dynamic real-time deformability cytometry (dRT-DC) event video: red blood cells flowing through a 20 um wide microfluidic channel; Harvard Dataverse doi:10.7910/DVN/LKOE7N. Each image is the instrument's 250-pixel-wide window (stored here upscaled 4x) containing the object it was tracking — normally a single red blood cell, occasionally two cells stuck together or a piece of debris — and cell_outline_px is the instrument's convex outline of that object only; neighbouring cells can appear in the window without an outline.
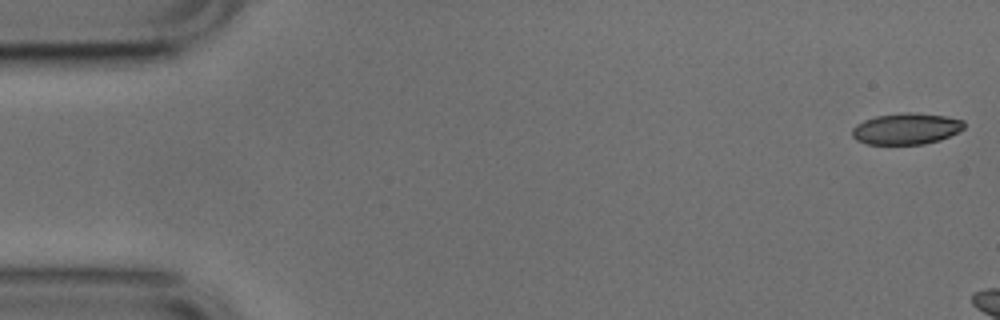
{"species": "common noctule bat (a hibernating species)", "species_latin": "Nyctalus noctula", "temperature_condition": "cold", "stored_images_in_passage": 6, "camera_frame_rate_fps": 3000, "um_per_image_px": 0.085, "animal": {"sex": "male", "body_mass_g": 17.9, "forearm_length_mm": 54.2}, "frame": {"image": 1, "passage_image": 1, "time_ms": 0.0, "image_size_px": [1000, 320], "cell_outline_px": [[964, 128], [940, 140], [924, 144], [868, 144], [856, 140], [852, 136], [852, 128], [856, 124], [864, 120], [876, 116], [904, 112], [912, 112], [944, 116], [964, 120]], "centroid_in_image_um": [77.0, 10.94], "position_along_channel_um": 8.0, "area_um2": 20.35}}